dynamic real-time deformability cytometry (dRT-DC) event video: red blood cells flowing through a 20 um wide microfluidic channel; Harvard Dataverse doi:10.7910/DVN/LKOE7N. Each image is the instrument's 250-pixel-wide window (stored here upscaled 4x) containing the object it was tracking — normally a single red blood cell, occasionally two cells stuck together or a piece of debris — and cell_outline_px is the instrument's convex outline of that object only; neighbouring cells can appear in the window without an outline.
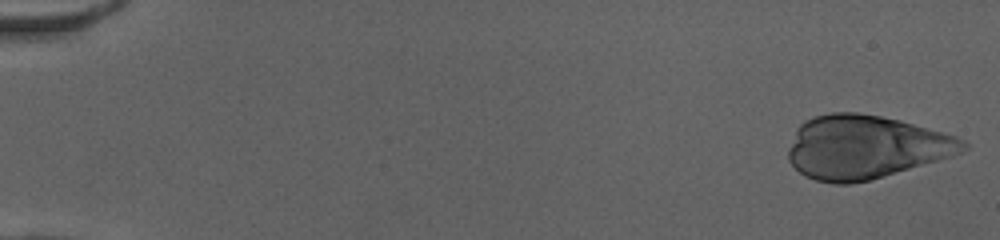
{"species": "human", "species_latin": "Homo sapiens", "temperature_condition": "cold", "stored_images_in_passage": 51, "camera_frame_rate_fps": 3000, "um_per_image_px": 0.085, "donor": {"sex": "female"}, "frame": {"image": 1, "passage_image": 1, "time_ms": 0.0, "image_size_px": [1000, 240], "cell_outline_px": [[968, 148], [952, 156], [884, 176], [852, 184], [836, 184], [816, 180], [800, 172], [788, 160], [788, 148], [796, 128], [804, 120], [816, 116], [832, 112], [856, 112], [880, 116], [900, 120], [956, 136], [964, 140], [968, 144]], "centroid_in_image_um": [73.54, 12.49], "position_along_channel_um": 11.5, "area_um2": 64.39}}